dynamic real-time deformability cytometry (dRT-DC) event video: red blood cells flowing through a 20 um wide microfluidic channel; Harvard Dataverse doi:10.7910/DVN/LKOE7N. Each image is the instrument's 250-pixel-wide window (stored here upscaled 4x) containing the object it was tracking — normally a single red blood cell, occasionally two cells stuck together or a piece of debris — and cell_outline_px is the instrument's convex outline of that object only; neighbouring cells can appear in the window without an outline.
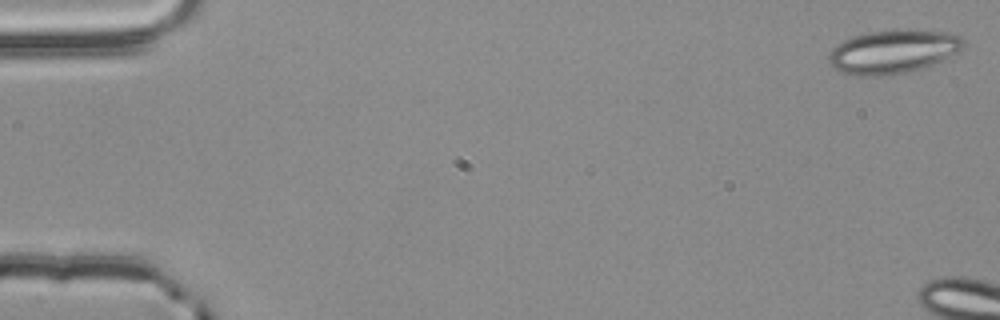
{"species": "common noctule bat (a hibernating species)", "species_latin": "Nyctalus noctula", "temperature_condition": "room temperature", "stored_images_in_passage": 6, "camera_frame_rate_fps": 3000, "um_per_image_px": 0.085, "animal": {"sex": "male", "body_mass_g": 20.4}, "frame": {"image": 1, "passage_image": 1, "time_ms": 0.0, "image_size_px": [1000, 320], "cell_outline_px": [[964, 48], [960, 52], [932, 64], [920, 68], [904, 72], [880, 76], [860, 76], [844, 72], [828, 64], [828, 56], [832, 48], [836, 44], [844, 40], [868, 32], [948, 32], [964, 36]], "centroid_in_image_um": [75.91, 4.42], "position_along_channel_um": 9.1, "area_um2": 33.29}}